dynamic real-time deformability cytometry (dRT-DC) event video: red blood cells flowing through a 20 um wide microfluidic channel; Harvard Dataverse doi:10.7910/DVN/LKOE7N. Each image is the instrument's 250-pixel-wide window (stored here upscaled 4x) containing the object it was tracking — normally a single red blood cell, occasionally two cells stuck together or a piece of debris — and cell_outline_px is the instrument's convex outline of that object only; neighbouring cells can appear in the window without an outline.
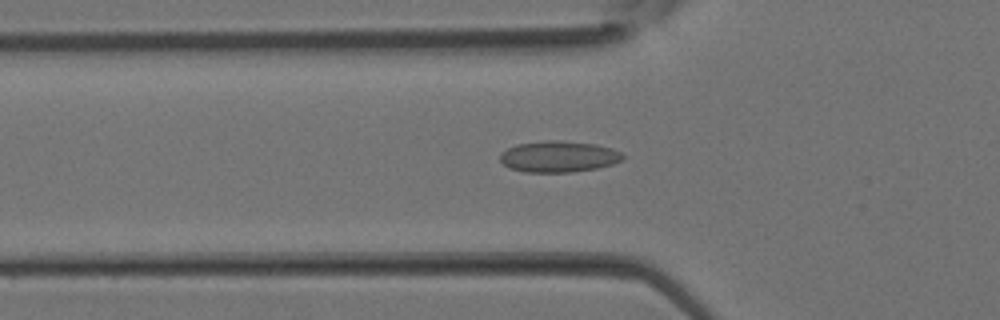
{"species": "Egyptian fruit bat (a non-hibernating species)", "species_latin": "Rousettus aegyptiacus", "temperature_condition": "room temperature", "stored_images_in_passage": 36, "camera_frame_rate_fps": 3000, "um_per_image_px": 0.085, "animal": {"sex": "female"}, "frame": {"image": 1, "passage_image": 12, "time_ms": 3.667, "image_size_px": [1000, 320], "cell_outline_px": [[624, 156], [620, 160], [612, 164], [596, 168], [572, 172], [524, 172], [508, 168], [500, 160], [500, 152], [516, 144], [544, 140], [560, 140], [596, 144], [612, 148], [620, 152]], "centroid_in_image_um": [47.44, 13.3], "position_along_channel_um": 78.4, "area_um2": 22.43}}
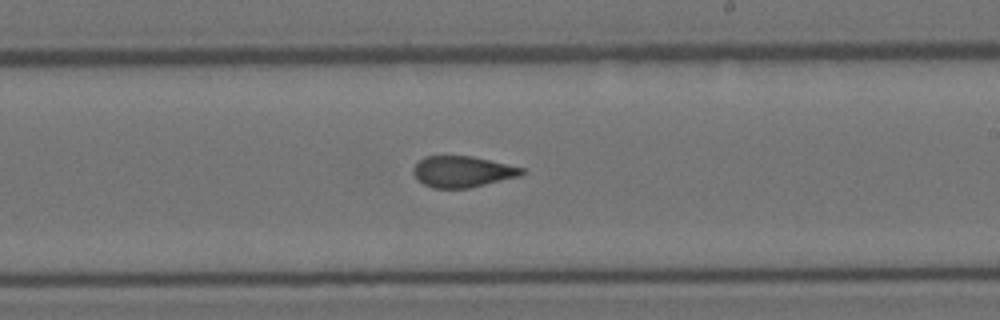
{"frame": {"image": 2, "passage_image": 21, "time_ms": 6.667, "image_size_px": [1000, 320], "cell_outline_px": [[524, 172], [520, 176], [468, 188], [432, 188], [424, 184], [412, 172], [412, 168], [424, 156], [472, 156], [524, 168]], "centroid_in_image_um": [39.3, 14.58], "position_along_channel_um": 249.7, "area_um2": 19.48}}
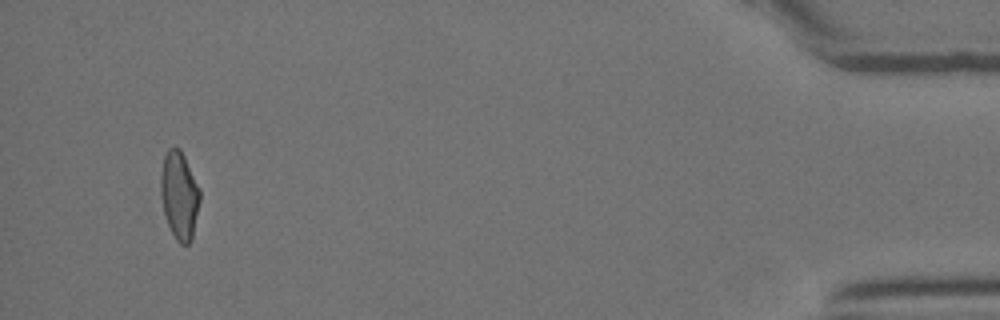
{"frame": {"image": 3, "passage_image": 34, "time_ms": 11.0, "image_size_px": [1000, 320], "cell_outline_px": [[200, 200], [192, 240], [188, 244], [180, 244], [176, 240], [168, 224], [164, 212], [160, 196], [160, 176], [164, 156], [168, 148], [180, 148], [200, 188]], "centroid_in_image_um": [15.24, 16.61], "position_along_channel_um": 420.0, "area_um2": 20.11}}